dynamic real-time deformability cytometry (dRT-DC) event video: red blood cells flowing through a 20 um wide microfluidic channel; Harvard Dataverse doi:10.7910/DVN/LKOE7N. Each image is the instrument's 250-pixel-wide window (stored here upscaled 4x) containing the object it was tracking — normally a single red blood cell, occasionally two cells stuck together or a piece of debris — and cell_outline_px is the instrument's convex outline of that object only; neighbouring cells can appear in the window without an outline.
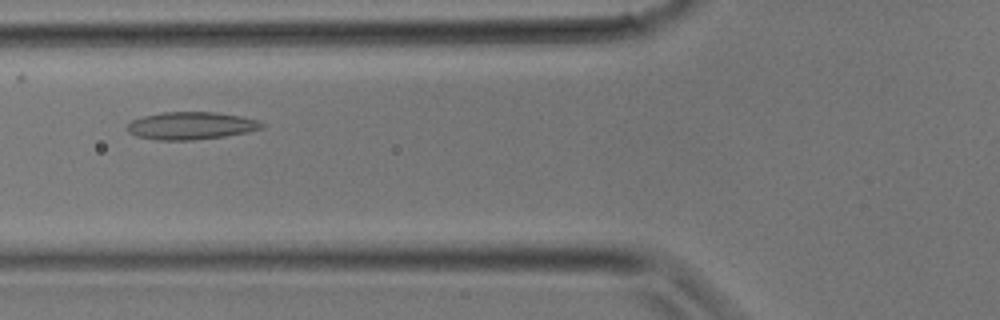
{"species": "common noctule bat (a hibernating species)", "species_latin": "Nyctalus noctula", "temperature_condition": "room temperature", "stored_images_in_passage": 18, "camera_frame_rate_fps": 3000, "um_per_image_px": 0.085, "animal": {"sex": "male", "body_mass_g": 17.9}, "frame": {"image": 1, "passage_image": 4, "time_ms": 1.0, "image_size_px": [1000, 320], "cell_outline_px": [[264, 128], [248, 132], [224, 136], [192, 140], [156, 140], [136, 136], [128, 132], [124, 128], [132, 120], [144, 116], [164, 112], [216, 112], [240, 116], [256, 120], [264, 124]], "centroid_in_image_um": [16.21, 10.69], "position_along_channel_um": 109.6, "area_um2": 21.62}}
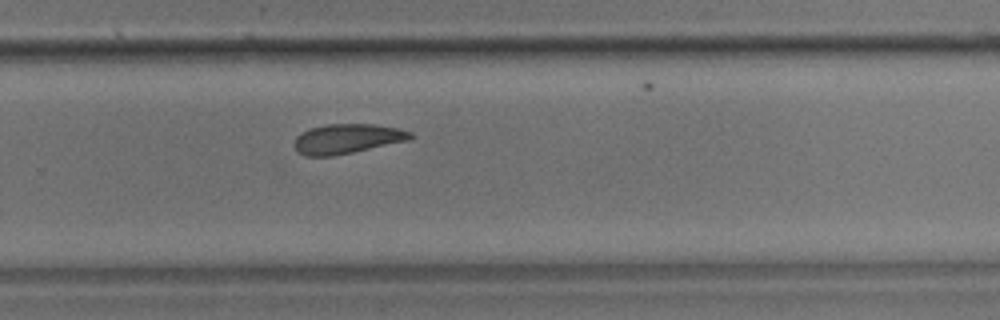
{"frame": {"image": 2, "passage_image": 13, "time_ms": 4.0, "image_size_px": [1000, 320], "cell_outline_px": [[412, 136], [408, 140], [352, 152], [332, 156], [304, 156], [296, 152], [292, 144], [296, 136], [300, 132], [308, 128], [328, 124], [372, 124], [400, 128], [412, 132]], "centroid_in_image_um": [29.42, 11.79], "position_along_channel_um": 300.4, "area_um2": 20.23}}
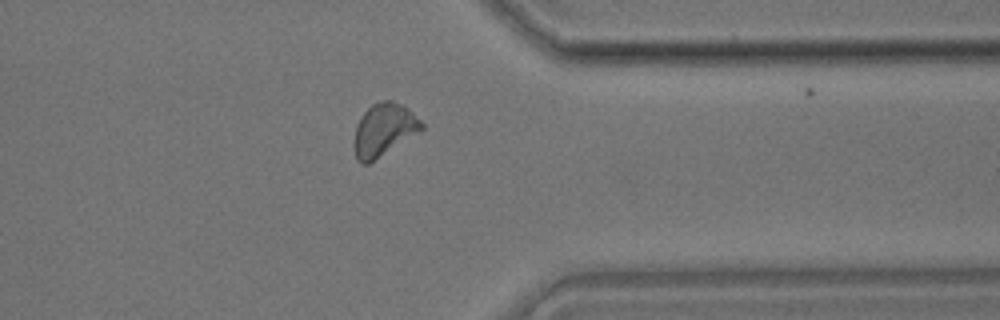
{"frame": {"image": 3, "passage_image": 17, "time_ms": 5.333, "image_size_px": [1000, 320], "cell_outline_px": [[424, 128], [420, 132], [368, 164], [360, 164], [356, 160], [352, 144], [356, 124], [360, 116], [372, 104], [384, 100], [392, 100], [404, 104], [424, 124]], "centroid_in_image_um": [32.6, 11.04], "position_along_channel_um": 378.8, "area_um2": 21.1}}